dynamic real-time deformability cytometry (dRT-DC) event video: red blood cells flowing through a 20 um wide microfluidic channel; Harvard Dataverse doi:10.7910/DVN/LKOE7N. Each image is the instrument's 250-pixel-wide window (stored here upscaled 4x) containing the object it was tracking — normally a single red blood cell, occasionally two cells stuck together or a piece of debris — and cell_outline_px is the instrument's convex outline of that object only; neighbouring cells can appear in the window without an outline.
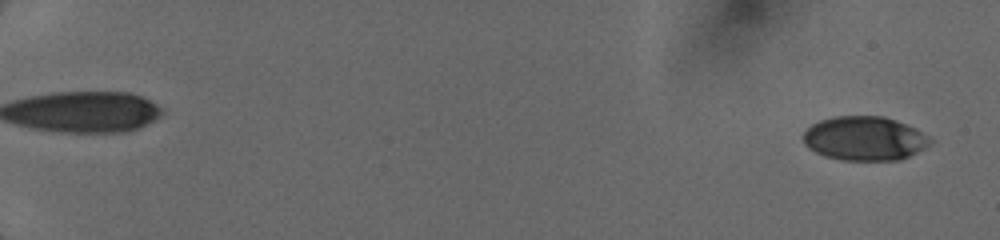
{"species": "human", "species_latin": "Homo sapiens", "temperature_condition": "cold", "stored_images_in_passage": 29, "camera_frame_rate_fps": 3000, "um_per_image_px": 0.085, "donor": {"sex": "female"}, "frame": {"image": 1, "passage_image": 4, "time_ms": 0.667, "image_size_px": [1000, 240], "cell_outline_px": [[932, 140], [924, 148], [900, 160], [840, 160], [824, 156], [808, 148], [804, 144], [804, 132], [812, 124], [820, 120], [836, 116], [884, 116], [896, 120], [916, 128], [928, 136]], "centroid_in_image_um": [73.47, 11.77], "position_along_channel_um": 11.5, "area_um2": 32.54}}
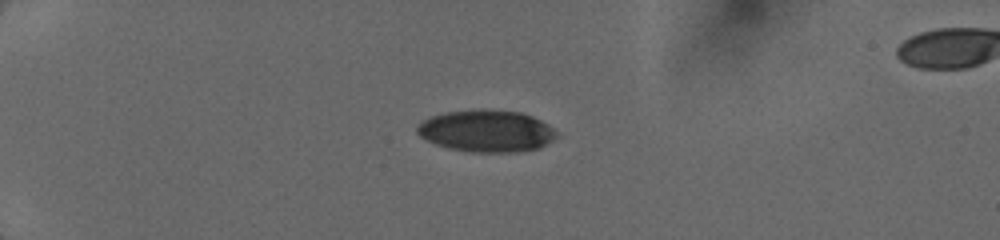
{"frame": {"image": 2, "passage_image": 23, "time_ms": 5.0, "image_size_px": [1000, 240], "cell_outline_px": [[556, 136], [552, 140], [540, 148], [520, 152], [472, 152], [448, 148], [436, 144], [420, 136], [416, 132], [416, 124], [420, 120], [432, 116], [448, 112], [480, 108], [488, 108], [520, 112], [532, 116], [548, 124], [556, 132]], "centroid_in_image_um": [41.33, 11.12], "position_along_channel_um": 43.7, "area_um2": 34.39}}